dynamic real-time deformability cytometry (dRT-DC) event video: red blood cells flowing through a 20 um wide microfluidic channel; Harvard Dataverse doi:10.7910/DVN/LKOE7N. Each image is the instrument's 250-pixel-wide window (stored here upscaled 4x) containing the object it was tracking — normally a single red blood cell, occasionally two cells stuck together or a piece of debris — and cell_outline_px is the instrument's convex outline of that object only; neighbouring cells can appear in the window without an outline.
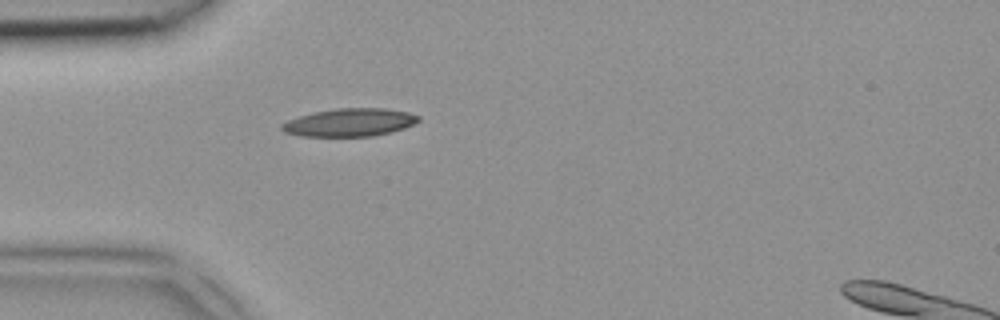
{"species": "common noctule bat (a hibernating species)", "species_latin": "Nyctalus noctula", "temperature_condition": "room temperature", "stored_images_in_passage": 1, "camera_frame_rate_fps": 3000, "um_per_image_px": 0.085, "animal": {"sex": "female", "body_mass_g": 18.4}, "frame": {"image": 1, "passage_image": 1, "time_ms": 0.0, "image_size_px": [1000, 320], "cell_outline_px": [[420, 120], [404, 128], [392, 132], [372, 136], [300, 136], [284, 132], [280, 128], [280, 124], [288, 120], [312, 112], [336, 108], [384, 108], [408, 112], [420, 116]], "centroid_in_image_um": [29.71, 10.4], "position_along_channel_um": 55.3, "area_um2": 22.31}}